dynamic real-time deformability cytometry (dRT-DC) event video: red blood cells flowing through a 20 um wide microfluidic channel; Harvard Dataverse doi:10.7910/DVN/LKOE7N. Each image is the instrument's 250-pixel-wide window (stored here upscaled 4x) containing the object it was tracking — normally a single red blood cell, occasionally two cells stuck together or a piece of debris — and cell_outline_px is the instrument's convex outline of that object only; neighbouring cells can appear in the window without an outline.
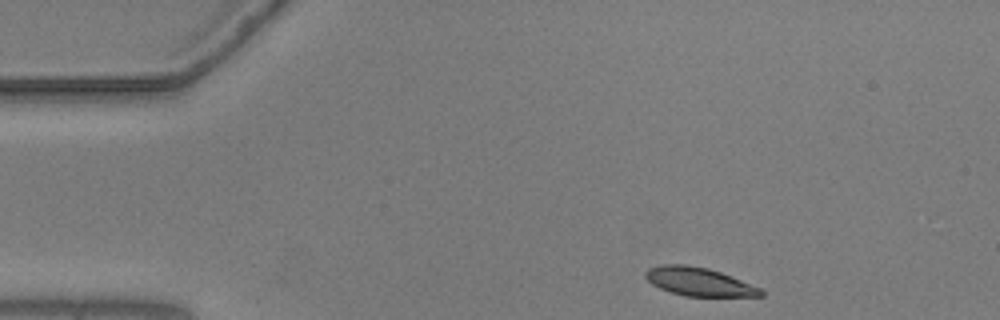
{"species": "common noctule bat (a hibernating species)", "species_latin": "Nyctalus noctula", "temperature_condition": "warm", "stored_images_in_passage": 43, "camera_frame_rate_fps": 3000, "um_per_image_px": 0.085, "animal": {"sex": "male", "body_mass_g": 20.5, "forearm_length_mm": 52.5}, "frame": {"image": 1, "passage_image": 1, "time_ms": 0.0, "image_size_px": [1000, 320], "cell_outline_px": [[764, 296], [684, 296], [660, 288], [652, 284], [644, 276], [644, 272], [648, 268], [660, 264], [684, 264], [708, 268], [720, 272], [760, 288], [764, 292]], "centroid_in_image_um": [59.37, 23.93], "position_along_channel_um": 25.6, "area_um2": 18.96}}
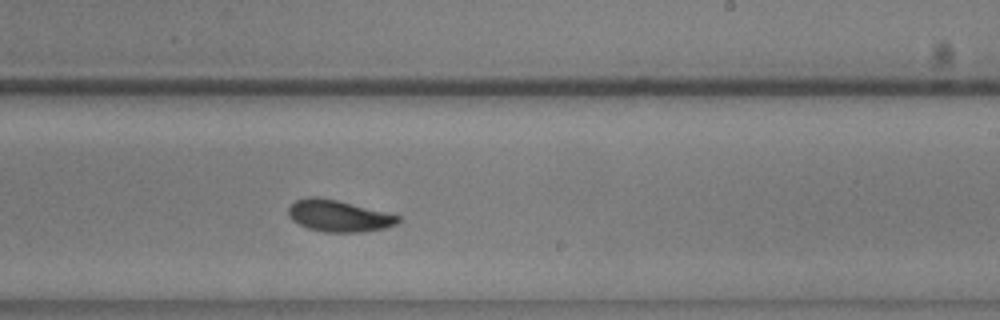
{"frame": {"image": 2, "passage_image": 26, "time_ms": 8.333, "image_size_px": [1000, 320], "cell_outline_px": [[400, 220], [396, 224], [384, 228], [364, 232], [324, 232], [308, 228], [292, 220], [288, 216], [288, 208], [296, 200], [308, 196], [316, 196], [336, 200], [400, 216]], "centroid_in_image_um": [28.75, 18.35], "position_along_channel_um": 260.2, "area_um2": 20.0}}
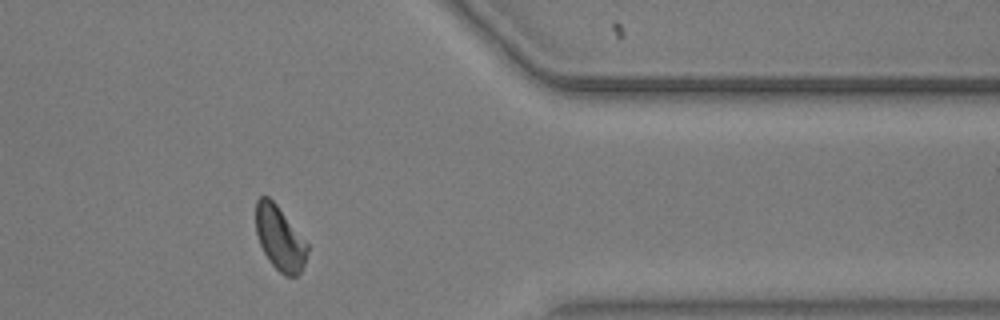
{"frame": {"image": 3, "passage_image": 38, "time_ms": 12.333, "image_size_px": [1000, 320], "cell_outline_px": [[308, 252], [304, 264], [300, 272], [296, 276], [284, 276], [272, 264], [264, 252], [260, 244], [256, 232], [256, 200], [260, 196], [268, 196], [276, 204], [308, 244]], "centroid_in_image_um": [23.78, 20.25], "position_along_channel_um": 387.6, "area_um2": 19.02}, "authors_computed_cell_mechanics": {"area_um2": 20.1144, "velocity_mm_per_s": 3.6207, "shape_relaxation_time_tau1_ms": 2.5316, "shape_relaxation_time_tau2_ms": 1.7639, "deformation_change_tau1": 0.1358, "deformation_change_tau2": 0.0693}}